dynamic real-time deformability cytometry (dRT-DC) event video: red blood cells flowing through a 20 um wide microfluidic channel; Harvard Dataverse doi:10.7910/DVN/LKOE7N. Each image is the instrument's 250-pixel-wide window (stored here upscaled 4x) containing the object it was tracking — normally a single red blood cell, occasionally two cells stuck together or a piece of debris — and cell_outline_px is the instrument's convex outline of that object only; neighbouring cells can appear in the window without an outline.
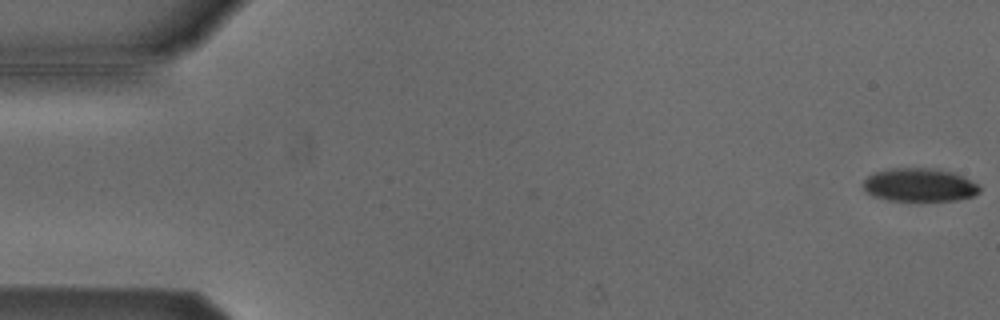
{"species": "Egyptian fruit bat (a non-hibernating species)", "species_latin": "Rousettus aegyptiacus", "temperature_condition": "cold", "stored_images_in_passage": 6, "camera_frame_rate_fps": 3000, "um_per_image_px": 0.085, "animal": {"sex": "male"}, "frame": {"image": 1, "passage_image": 1, "time_ms": 0.0, "image_size_px": [1000, 320], "cell_outline_px": [[980, 192], [972, 196], [956, 200], [888, 200], [872, 196], [864, 188], [864, 180], [868, 176], [876, 172], [892, 168], [940, 168], [952, 172], [980, 184]], "centroid_in_image_um": [78.18, 15.71], "position_along_channel_um": 6.8, "area_um2": 22.48}}
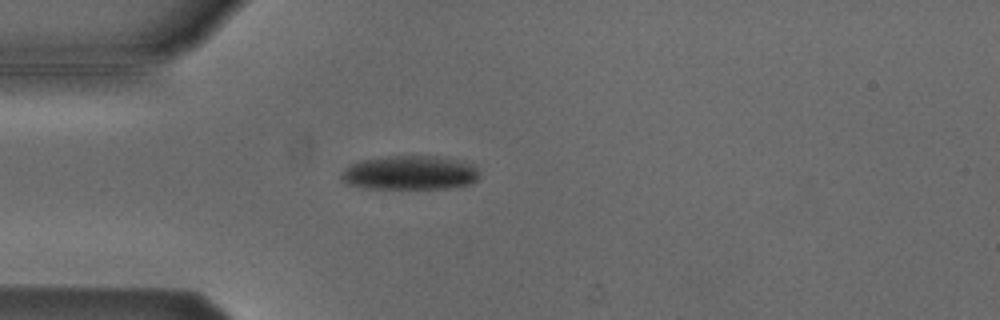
{"frame": {"image": 2, "passage_image": 5, "time_ms": 1.333, "image_size_px": [1000, 320], "cell_outline_px": [[480, 176], [476, 180], [468, 184], [444, 188], [368, 188], [348, 184], [340, 180], [340, 172], [348, 164], [360, 160], [388, 156], [448, 156], [464, 160], [472, 164], [480, 172]], "centroid_in_image_um": [34.83, 14.66], "position_along_channel_um": 50.2, "area_um2": 27.86}}